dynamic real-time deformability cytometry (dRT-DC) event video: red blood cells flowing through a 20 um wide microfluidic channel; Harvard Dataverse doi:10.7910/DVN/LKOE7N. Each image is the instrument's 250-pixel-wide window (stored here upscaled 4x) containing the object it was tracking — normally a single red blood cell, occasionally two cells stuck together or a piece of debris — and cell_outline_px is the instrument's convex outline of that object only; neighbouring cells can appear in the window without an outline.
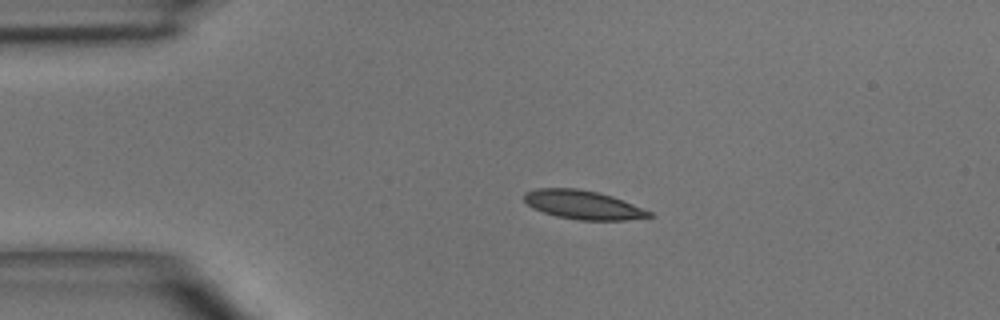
{"species": "common noctule bat (a hibernating species)", "species_latin": "Nyctalus noctula", "temperature_condition": "room temperature", "stored_images_in_passage": 3, "camera_frame_rate_fps": 3000, "um_per_image_px": 0.085, "animal": {"sex": "male", "body_mass_g": 15.6}, "frame": {"image": 1, "passage_image": 1, "time_ms": 0.0, "image_size_px": [1000, 320], "cell_outline_px": [[656, 216], [624, 220], [580, 220], [556, 216], [532, 208], [524, 200], [524, 192], [536, 188], [576, 188], [596, 192], [612, 196], [652, 212]], "centroid_in_image_um": [49.54, 17.41], "position_along_channel_um": 35.5, "area_um2": 20.87}}